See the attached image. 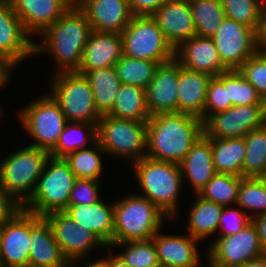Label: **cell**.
Segmentation results:
<instances>
[{
	"label": "cell",
	"instance_id": "obj_27",
	"mask_svg": "<svg viewBox=\"0 0 266 267\" xmlns=\"http://www.w3.org/2000/svg\"><path fill=\"white\" fill-rule=\"evenodd\" d=\"M183 182L190 181L197 194L216 174L210 138L200 137L180 164Z\"/></svg>",
	"mask_w": 266,
	"mask_h": 267
},
{
	"label": "cell",
	"instance_id": "obj_52",
	"mask_svg": "<svg viewBox=\"0 0 266 267\" xmlns=\"http://www.w3.org/2000/svg\"><path fill=\"white\" fill-rule=\"evenodd\" d=\"M238 267H266V254L257 259L250 260L249 262Z\"/></svg>",
	"mask_w": 266,
	"mask_h": 267
},
{
	"label": "cell",
	"instance_id": "obj_35",
	"mask_svg": "<svg viewBox=\"0 0 266 267\" xmlns=\"http://www.w3.org/2000/svg\"><path fill=\"white\" fill-rule=\"evenodd\" d=\"M196 35L211 38L225 18L221 0H189Z\"/></svg>",
	"mask_w": 266,
	"mask_h": 267
},
{
	"label": "cell",
	"instance_id": "obj_3",
	"mask_svg": "<svg viewBox=\"0 0 266 267\" xmlns=\"http://www.w3.org/2000/svg\"><path fill=\"white\" fill-rule=\"evenodd\" d=\"M143 197L163 211L169 219L176 217L183 178L180 165L148 157L132 164Z\"/></svg>",
	"mask_w": 266,
	"mask_h": 267
},
{
	"label": "cell",
	"instance_id": "obj_14",
	"mask_svg": "<svg viewBox=\"0 0 266 267\" xmlns=\"http://www.w3.org/2000/svg\"><path fill=\"white\" fill-rule=\"evenodd\" d=\"M211 38L222 64L228 70H238L258 50L256 32L251 27L227 17Z\"/></svg>",
	"mask_w": 266,
	"mask_h": 267
},
{
	"label": "cell",
	"instance_id": "obj_17",
	"mask_svg": "<svg viewBox=\"0 0 266 267\" xmlns=\"http://www.w3.org/2000/svg\"><path fill=\"white\" fill-rule=\"evenodd\" d=\"M180 64L174 59L160 64L154 78L145 89L150 115L178 113V82Z\"/></svg>",
	"mask_w": 266,
	"mask_h": 267
},
{
	"label": "cell",
	"instance_id": "obj_11",
	"mask_svg": "<svg viewBox=\"0 0 266 267\" xmlns=\"http://www.w3.org/2000/svg\"><path fill=\"white\" fill-rule=\"evenodd\" d=\"M206 252L211 267H238L266 254L252 222L236 234L218 236Z\"/></svg>",
	"mask_w": 266,
	"mask_h": 267
},
{
	"label": "cell",
	"instance_id": "obj_22",
	"mask_svg": "<svg viewBox=\"0 0 266 267\" xmlns=\"http://www.w3.org/2000/svg\"><path fill=\"white\" fill-rule=\"evenodd\" d=\"M161 267H203L197 242L189 234L168 235L159 230L153 237Z\"/></svg>",
	"mask_w": 266,
	"mask_h": 267
},
{
	"label": "cell",
	"instance_id": "obj_5",
	"mask_svg": "<svg viewBox=\"0 0 266 267\" xmlns=\"http://www.w3.org/2000/svg\"><path fill=\"white\" fill-rule=\"evenodd\" d=\"M76 179L64 158L49 156L33 195L22 209L39 217L53 212H63L68 207Z\"/></svg>",
	"mask_w": 266,
	"mask_h": 267
},
{
	"label": "cell",
	"instance_id": "obj_16",
	"mask_svg": "<svg viewBox=\"0 0 266 267\" xmlns=\"http://www.w3.org/2000/svg\"><path fill=\"white\" fill-rule=\"evenodd\" d=\"M34 55V40L24 29L9 0H0V59L12 70Z\"/></svg>",
	"mask_w": 266,
	"mask_h": 267
},
{
	"label": "cell",
	"instance_id": "obj_46",
	"mask_svg": "<svg viewBox=\"0 0 266 267\" xmlns=\"http://www.w3.org/2000/svg\"><path fill=\"white\" fill-rule=\"evenodd\" d=\"M21 209L22 205L0 183V222L11 220Z\"/></svg>",
	"mask_w": 266,
	"mask_h": 267
},
{
	"label": "cell",
	"instance_id": "obj_53",
	"mask_svg": "<svg viewBox=\"0 0 266 267\" xmlns=\"http://www.w3.org/2000/svg\"><path fill=\"white\" fill-rule=\"evenodd\" d=\"M108 252H111V267H130L126 262H124L117 253L112 255L110 247H107Z\"/></svg>",
	"mask_w": 266,
	"mask_h": 267
},
{
	"label": "cell",
	"instance_id": "obj_21",
	"mask_svg": "<svg viewBox=\"0 0 266 267\" xmlns=\"http://www.w3.org/2000/svg\"><path fill=\"white\" fill-rule=\"evenodd\" d=\"M175 60L184 68L212 77L228 71L220 60L213 39L209 37L196 35L186 40L175 50Z\"/></svg>",
	"mask_w": 266,
	"mask_h": 267
},
{
	"label": "cell",
	"instance_id": "obj_43",
	"mask_svg": "<svg viewBox=\"0 0 266 267\" xmlns=\"http://www.w3.org/2000/svg\"><path fill=\"white\" fill-rule=\"evenodd\" d=\"M99 181L77 178L70 193L68 205H92L101 200Z\"/></svg>",
	"mask_w": 266,
	"mask_h": 267
},
{
	"label": "cell",
	"instance_id": "obj_55",
	"mask_svg": "<svg viewBox=\"0 0 266 267\" xmlns=\"http://www.w3.org/2000/svg\"><path fill=\"white\" fill-rule=\"evenodd\" d=\"M262 179H263L264 182L266 183V174L262 177Z\"/></svg>",
	"mask_w": 266,
	"mask_h": 267
},
{
	"label": "cell",
	"instance_id": "obj_54",
	"mask_svg": "<svg viewBox=\"0 0 266 267\" xmlns=\"http://www.w3.org/2000/svg\"><path fill=\"white\" fill-rule=\"evenodd\" d=\"M4 223L0 222V242Z\"/></svg>",
	"mask_w": 266,
	"mask_h": 267
},
{
	"label": "cell",
	"instance_id": "obj_25",
	"mask_svg": "<svg viewBox=\"0 0 266 267\" xmlns=\"http://www.w3.org/2000/svg\"><path fill=\"white\" fill-rule=\"evenodd\" d=\"M212 76L192 71L180 65L178 82V113L201 118L204 122V108L207 88Z\"/></svg>",
	"mask_w": 266,
	"mask_h": 267
},
{
	"label": "cell",
	"instance_id": "obj_41",
	"mask_svg": "<svg viewBox=\"0 0 266 267\" xmlns=\"http://www.w3.org/2000/svg\"><path fill=\"white\" fill-rule=\"evenodd\" d=\"M225 17L251 27L259 25L263 0H221Z\"/></svg>",
	"mask_w": 266,
	"mask_h": 267
},
{
	"label": "cell",
	"instance_id": "obj_23",
	"mask_svg": "<svg viewBox=\"0 0 266 267\" xmlns=\"http://www.w3.org/2000/svg\"><path fill=\"white\" fill-rule=\"evenodd\" d=\"M103 201L101 199L92 205H68L63 212L109 247L114 237V202L108 204Z\"/></svg>",
	"mask_w": 266,
	"mask_h": 267
},
{
	"label": "cell",
	"instance_id": "obj_34",
	"mask_svg": "<svg viewBox=\"0 0 266 267\" xmlns=\"http://www.w3.org/2000/svg\"><path fill=\"white\" fill-rule=\"evenodd\" d=\"M246 152L242 177L262 178L266 174V124L244 136Z\"/></svg>",
	"mask_w": 266,
	"mask_h": 267
},
{
	"label": "cell",
	"instance_id": "obj_39",
	"mask_svg": "<svg viewBox=\"0 0 266 267\" xmlns=\"http://www.w3.org/2000/svg\"><path fill=\"white\" fill-rule=\"evenodd\" d=\"M123 247L117 255L130 267H161L153 239L111 244L109 247Z\"/></svg>",
	"mask_w": 266,
	"mask_h": 267
},
{
	"label": "cell",
	"instance_id": "obj_31",
	"mask_svg": "<svg viewBox=\"0 0 266 267\" xmlns=\"http://www.w3.org/2000/svg\"><path fill=\"white\" fill-rule=\"evenodd\" d=\"M107 115L119 119L147 122L151 115L147 109L145 89L121 84L114 105Z\"/></svg>",
	"mask_w": 266,
	"mask_h": 267
},
{
	"label": "cell",
	"instance_id": "obj_51",
	"mask_svg": "<svg viewBox=\"0 0 266 267\" xmlns=\"http://www.w3.org/2000/svg\"><path fill=\"white\" fill-rule=\"evenodd\" d=\"M83 264H85V267H111V255L106 258L96 260L94 262L88 260L86 263Z\"/></svg>",
	"mask_w": 266,
	"mask_h": 267
},
{
	"label": "cell",
	"instance_id": "obj_45",
	"mask_svg": "<svg viewBox=\"0 0 266 267\" xmlns=\"http://www.w3.org/2000/svg\"><path fill=\"white\" fill-rule=\"evenodd\" d=\"M252 222L251 214L244 212L241 208L224 207L220 219L219 236H229L238 233L241 229Z\"/></svg>",
	"mask_w": 266,
	"mask_h": 267
},
{
	"label": "cell",
	"instance_id": "obj_6",
	"mask_svg": "<svg viewBox=\"0 0 266 267\" xmlns=\"http://www.w3.org/2000/svg\"><path fill=\"white\" fill-rule=\"evenodd\" d=\"M49 156L46 150L28 145L1 160L0 183L22 206L33 195Z\"/></svg>",
	"mask_w": 266,
	"mask_h": 267
},
{
	"label": "cell",
	"instance_id": "obj_7",
	"mask_svg": "<svg viewBox=\"0 0 266 267\" xmlns=\"http://www.w3.org/2000/svg\"><path fill=\"white\" fill-rule=\"evenodd\" d=\"M97 141L107 155L135 163L147 155V122L102 115L97 123Z\"/></svg>",
	"mask_w": 266,
	"mask_h": 267
},
{
	"label": "cell",
	"instance_id": "obj_10",
	"mask_svg": "<svg viewBox=\"0 0 266 267\" xmlns=\"http://www.w3.org/2000/svg\"><path fill=\"white\" fill-rule=\"evenodd\" d=\"M123 55L164 64L175 59V50L151 16H133L121 32Z\"/></svg>",
	"mask_w": 266,
	"mask_h": 267
},
{
	"label": "cell",
	"instance_id": "obj_56",
	"mask_svg": "<svg viewBox=\"0 0 266 267\" xmlns=\"http://www.w3.org/2000/svg\"><path fill=\"white\" fill-rule=\"evenodd\" d=\"M24 267H37V266H32V265L28 264L27 266H24Z\"/></svg>",
	"mask_w": 266,
	"mask_h": 267
},
{
	"label": "cell",
	"instance_id": "obj_40",
	"mask_svg": "<svg viewBox=\"0 0 266 267\" xmlns=\"http://www.w3.org/2000/svg\"><path fill=\"white\" fill-rule=\"evenodd\" d=\"M236 206L244 212L254 210L251 218L266 213V183L262 178L241 177ZM257 211V212H256Z\"/></svg>",
	"mask_w": 266,
	"mask_h": 267
},
{
	"label": "cell",
	"instance_id": "obj_32",
	"mask_svg": "<svg viewBox=\"0 0 266 267\" xmlns=\"http://www.w3.org/2000/svg\"><path fill=\"white\" fill-rule=\"evenodd\" d=\"M97 141V123L67 122L50 156L63 158L79 149L87 148V143Z\"/></svg>",
	"mask_w": 266,
	"mask_h": 267
},
{
	"label": "cell",
	"instance_id": "obj_38",
	"mask_svg": "<svg viewBox=\"0 0 266 267\" xmlns=\"http://www.w3.org/2000/svg\"><path fill=\"white\" fill-rule=\"evenodd\" d=\"M241 182L240 176L216 173L198 194L223 207L234 206L238 200V190Z\"/></svg>",
	"mask_w": 266,
	"mask_h": 267
},
{
	"label": "cell",
	"instance_id": "obj_8",
	"mask_svg": "<svg viewBox=\"0 0 266 267\" xmlns=\"http://www.w3.org/2000/svg\"><path fill=\"white\" fill-rule=\"evenodd\" d=\"M48 92L59 104L69 122L98 123V112L89 80L77 72H62L52 75Z\"/></svg>",
	"mask_w": 266,
	"mask_h": 267
},
{
	"label": "cell",
	"instance_id": "obj_12",
	"mask_svg": "<svg viewBox=\"0 0 266 267\" xmlns=\"http://www.w3.org/2000/svg\"><path fill=\"white\" fill-rule=\"evenodd\" d=\"M266 124V104L232 106L212 114L203 122L207 138L244 137Z\"/></svg>",
	"mask_w": 266,
	"mask_h": 267
},
{
	"label": "cell",
	"instance_id": "obj_37",
	"mask_svg": "<svg viewBox=\"0 0 266 267\" xmlns=\"http://www.w3.org/2000/svg\"><path fill=\"white\" fill-rule=\"evenodd\" d=\"M159 66V62L134 59L123 55L115 63L114 67L121 84L134 85L146 89Z\"/></svg>",
	"mask_w": 266,
	"mask_h": 267
},
{
	"label": "cell",
	"instance_id": "obj_49",
	"mask_svg": "<svg viewBox=\"0 0 266 267\" xmlns=\"http://www.w3.org/2000/svg\"><path fill=\"white\" fill-rule=\"evenodd\" d=\"M252 223L257 230L260 244L266 252V213L253 217Z\"/></svg>",
	"mask_w": 266,
	"mask_h": 267
},
{
	"label": "cell",
	"instance_id": "obj_19",
	"mask_svg": "<svg viewBox=\"0 0 266 267\" xmlns=\"http://www.w3.org/2000/svg\"><path fill=\"white\" fill-rule=\"evenodd\" d=\"M77 7L85 14L92 30L120 33L134 16L128 0H75Z\"/></svg>",
	"mask_w": 266,
	"mask_h": 267
},
{
	"label": "cell",
	"instance_id": "obj_47",
	"mask_svg": "<svg viewBox=\"0 0 266 267\" xmlns=\"http://www.w3.org/2000/svg\"><path fill=\"white\" fill-rule=\"evenodd\" d=\"M167 0H128L134 16H151Z\"/></svg>",
	"mask_w": 266,
	"mask_h": 267
},
{
	"label": "cell",
	"instance_id": "obj_24",
	"mask_svg": "<svg viewBox=\"0 0 266 267\" xmlns=\"http://www.w3.org/2000/svg\"><path fill=\"white\" fill-rule=\"evenodd\" d=\"M123 56L122 35L92 30L83 51L78 71L114 67Z\"/></svg>",
	"mask_w": 266,
	"mask_h": 267
},
{
	"label": "cell",
	"instance_id": "obj_29",
	"mask_svg": "<svg viewBox=\"0 0 266 267\" xmlns=\"http://www.w3.org/2000/svg\"><path fill=\"white\" fill-rule=\"evenodd\" d=\"M196 201L190 208L188 218V233L193 238L205 240L212 237L219 230V219L223 206L202 198L198 193Z\"/></svg>",
	"mask_w": 266,
	"mask_h": 267
},
{
	"label": "cell",
	"instance_id": "obj_4",
	"mask_svg": "<svg viewBox=\"0 0 266 267\" xmlns=\"http://www.w3.org/2000/svg\"><path fill=\"white\" fill-rule=\"evenodd\" d=\"M169 217L140 194H131L114 202L113 243L149 240Z\"/></svg>",
	"mask_w": 266,
	"mask_h": 267
},
{
	"label": "cell",
	"instance_id": "obj_18",
	"mask_svg": "<svg viewBox=\"0 0 266 267\" xmlns=\"http://www.w3.org/2000/svg\"><path fill=\"white\" fill-rule=\"evenodd\" d=\"M151 17L174 50L196 36L189 0H167Z\"/></svg>",
	"mask_w": 266,
	"mask_h": 267
},
{
	"label": "cell",
	"instance_id": "obj_30",
	"mask_svg": "<svg viewBox=\"0 0 266 267\" xmlns=\"http://www.w3.org/2000/svg\"><path fill=\"white\" fill-rule=\"evenodd\" d=\"M77 73L85 75L89 80L98 112L107 115L114 105L121 85L115 67L77 71Z\"/></svg>",
	"mask_w": 266,
	"mask_h": 267
},
{
	"label": "cell",
	"instance_id": "obj_26",
	"mask_svg": "<svg viewBox=\"0 0 266 267\" xmlns=\"http://www.w3.org/2000/svg\"><path fill=\"white\" fill-rule=\"evenodd\" d=\"M29 265L37 267H72L63 256L53 230L43 217L30 231Z\"/></svg>",
	"mask_w": 266,
	"mask_h": 267
},
{
	"label": "cell",
	"instance_id": "obj_28",
	"mask_svg": "<svg viewBox=\"0 0 266 267\" xmlns=\"http://www.w3.org/2000/svg\"><path fill=\"white\" fill-rule=\"evenodd\" d=\"M210 143L216 173L242 177V166L246 152L244 137L210 138Z\"/></svg>",
	"mask_w": 266,
	"mask_h": 267
},
{
	"label": "cell",
	"instance_id": "obj_42",
	"mask_svg": "<svg viewBox=\"0 0 266 267\" xmlns=\"http://www.w3.org/2000/svg\"><path fill=\"white\" fill-rule=\"evenodd\" d=\"M238 70L266 101V51L257 50Z\"/></svg>",
	"mask_w": 266,
	"mask_h": 267
},
{
	"label": "cell",
	"instance_id": "obj_36",
	"mask_svg": "<svg viewBox=\"0 0 266 267\" xmlns=\"http://www.w3.org/2000/svg\"><path fill=\"white\" fill-rule=\"evenodd\" d=\"M216 78L227 88V102L233 106L266 104V101L239 70H228Z\"/></svg>",
	"mask_w": 266,
	"mask_h": 267
},
{
	"label": "cell",
	"instance_id": "obj_9",
	"mask_svg": "<svg viewBox=\"0 0 266 267\" xmlns=\"http://www.w3.org/2000/svg\"><path fill=\"white\" fill-rule=\"evenodd\" d=\"M18 115L25 132L34 139L30 146L48 153L56 146L68 122L59 104L50 94L29 103L20 109Z\"/></svg>",
	"mask_w": 266,
	"mask_h": 267
},
{
	"label": "cell",
	"instance_id": "obj_15",
	"mask_svg": "<svg viewBox=\"0 0 266 267\" xmlns=\"http://www.w3.org/2000/svg\"><path fill=\"white\" fill-rule=\"evenodd\" d=\"M21 209L4 222L0 242V267H24L29 264L30 231L42 219Z\"/></svg>",
	"mask_w": 266,
	"mask_h": 267
},
{
	"label": "cell",
	"instance_id": "obj_20",
	"mask_svg": "<svg viewBox=\"0 0 266 267\" xmlns=\"http://www.w3.org/2000/svg\"><path fill=\"white\" fill-rule=\"evenodd\" d=\"M24 29L33 37L56 22L75 0H9Z\"/></svg>",
	"mask_w": 266,
	"mask_h": 267
},
{
	"label": "cell",
	"instance_id": "obj_2",
	"mask_svg": "<svg viewBox=\"0 0 266 267\" xmlns=\"http://www.w3.org/2000/svg\"><path fill=\"white\" fill-rule=\"evenodd\" d=\"M204 135L203 120L186 113H160L147 121L146 157L180 165Z\"/></svg>",
	"mask_w": 266,
	"mask_h": 267
},
{
	"label": "cell",
	"instance_id": "obj_33",
	"mask_svg": "<svg viewBox=\"0 0 266 267\" xmlns=\"http://www.w3.org/2000/svg\"><path fill=\"white\" fill-rule=\"evenodd\" d=\"M91 145V146H90ZM89 147L67 154L64 160L76 178L94 179L102 177L103 164L100 155H107L98 141L91 142ZM100 177V178H99Z\"/></svg>",
	"mask_w": 266,
	"mask_h": 267
},
{
	"label": "cell",
	"instance_id": "obj_13",
	"mask_svg": "<svg viewBox=\"0 0 266 267\" xmlns=\"http://www.w3.org/2000/svg\"><path fill=\"white\" fill-rule=\"evenodd\" d=\"M51 225L56 242L66 260L74 267L86 260L95 247L107 248L91 231L83 229L64 212H53L44 217ZM81 260V261H80Z\"/></svg>",
	"mask_w": 266,
	"mask_h": 267
},
{
	"label": "cell",
	"instance_id": "obj_1",
	"mask_svg": "<svg viewBox=\"0 0 266 267\" xmlns=\"http://www.w3.org/2000/svg\"><path fill=\"white\" fill-rule=\"evenodd\" d=\"M91 32L85 14L74 3L39 35L42 42L34 41V55L51 54L58 67L54 74L77 72Z\"/></svg>",
	"mask_w": 266,
	"mask_h": 267
},
{
	"label": "cell",
	"instance_id": "obj_44",
	"mask_svg": "<svg viewBox=\"0 0 266 267\" xmlns=\"http://www.w3.org/2000/svg\"><path fill=\"white\" fill-rule=\"evenodd\" d=\"M232 106L231 102H227V88L216 77H212L207 88L204 121L212 114L225 111Z\"/></svg>",
	"mask_w": 266,
	"mask_h": 267
},
{
	"label": "cell",
	"instance_id": "obj_50",
	"mask_svg": "<svg viewBox=\"0 0 266 267\" xmlns=\"http://www.w3.org/2000/svg\"><path fill=\"white\" fill-rule=\"evenodd\" d=\"M12 69L0 59V88L4 87L11 76Z\"/></svg>",
	"mask_w": 266,
	"mask_h": 267
},
{
	"label": "cell",
	"instance_id": "obj_48",
	"mask_svg": "<svg viewBox=\"0 0 266 267\" xmlns=\"http://www.w3.org/2000/svg\"><path fill=\"white\" fill-rule=\"evenodd\" d=\"M256 46L259 51H266V0L262 3L259 25L256 30Z\"/></svg>",
	"mask_w": 266,
	"mask_h": 267
}]
</instances>
